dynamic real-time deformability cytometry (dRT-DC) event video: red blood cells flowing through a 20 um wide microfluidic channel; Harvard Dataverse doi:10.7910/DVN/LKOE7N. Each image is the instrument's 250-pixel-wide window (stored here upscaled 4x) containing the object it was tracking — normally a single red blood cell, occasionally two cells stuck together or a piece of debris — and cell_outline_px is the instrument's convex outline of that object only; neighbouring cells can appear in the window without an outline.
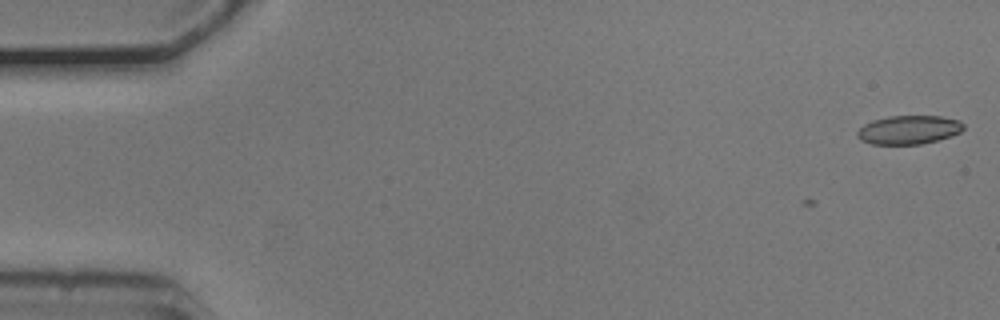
{"species": "common noctule bat (a hibernating species)", "species_latin": "Nyctalus noctula", "temperature_condition": "cold", "stored_images_in_passage": 3, "camera_frame_rate_fps": 3000, "um_per_image_px": 0.085, "animal": {"sex": "male", "body_mass_g": 20.5, "forearm_length_mm": 52.5}, "frame": {"image": 1, "passage_image": 3, "time_ms": 0.667, "image_size_px": [1000, 320], "cell_outline_px": [[964, 128], [960, 132], [952, 136], [920, 144], [872, 144], [860, 140], [856, 136], [856, 132], [864, 124], [872, 120], [888, 116], [940, 116], [960, 120], [964, 124]], "centroid_in_image_um": [77.24, 11.03], "position_along_channel_um": 7.8, "area_um2": 17.86}}